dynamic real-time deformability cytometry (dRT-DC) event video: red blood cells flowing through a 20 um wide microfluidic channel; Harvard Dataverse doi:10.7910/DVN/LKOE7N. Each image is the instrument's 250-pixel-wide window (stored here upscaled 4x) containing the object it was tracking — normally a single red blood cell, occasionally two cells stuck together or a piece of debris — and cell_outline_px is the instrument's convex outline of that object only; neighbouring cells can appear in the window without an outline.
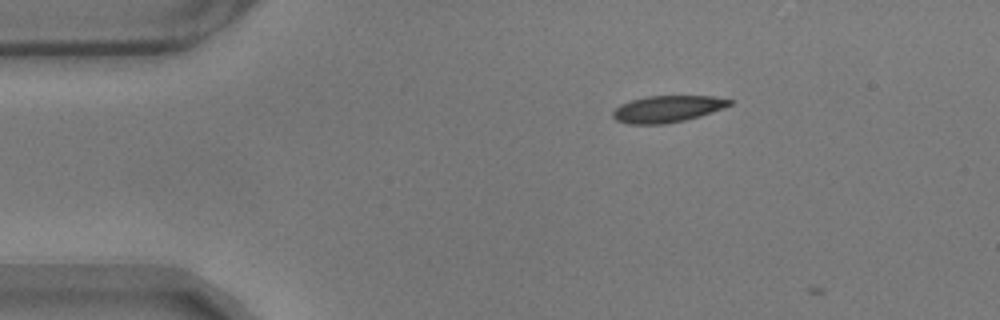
{"species": "common noctule bat (a hibernating species)", "species_latin": "Nyctalus noctula", "temperature_condition": "warm", "stored_images_in_passage": 3, "camera_frame_rate_fps": 3000, "um_per_image_px": 0.085, "animal": {"sex": "male", "body_mass_g": 17.9}, "frame": {"image": 1, "passage_image": 2, "time_ms": 0.333, "image_size_px": [1000, 320], "cell_outline_px": [[732, 104], [684, 120], [664, 124], [628, 124], [616, 120], [612, 116], [612, 112], [620, 104], [632, 100], [648, 96], [712, 96], [732, 100]], "centroid_in_image_um": [56.65, 9.26], "position_along_channel_um": 28.4, "area_um2": 17.74}}